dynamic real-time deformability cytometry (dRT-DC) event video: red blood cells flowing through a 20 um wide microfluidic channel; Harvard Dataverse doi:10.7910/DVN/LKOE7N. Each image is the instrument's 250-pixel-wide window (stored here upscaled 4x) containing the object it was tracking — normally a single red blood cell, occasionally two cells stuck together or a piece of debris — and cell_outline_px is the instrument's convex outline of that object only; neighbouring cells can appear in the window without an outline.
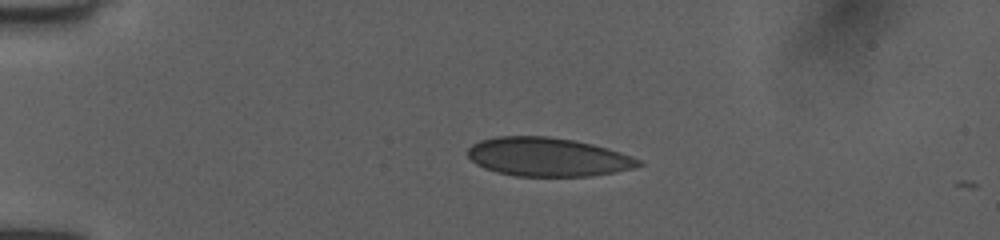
{"species": "human", "species_latin": "Homo sapiens", "temperature_condition": "room temperature", "stored_images_in_passage": 7, "camera_frame_rate_fps": 3000, "um_per_image_px": 0.085, "donor": {"sex": "female"}, "frame": {"image": 1, "passage_image": 4, "time_ms": 1.0, "image_size_px": [1000, 240], "cell_outline_px": [[644, 164], [632, 168], [612, 172], [588, 176], [516, 176], [496, 172], [484, 168], [476, 164], [468, 156], [468, 148], [472, 144], [480, 140], [496, 136], [548, 136], [576, 140], [608, 148], [632, 156], [640, 160]], "centroid_in_image_um": [46.54, 13.33], "position_along_channel_um": 38.5, "area_um2": 38.55}}
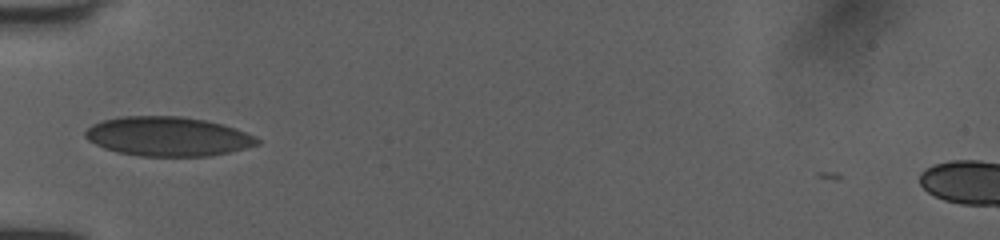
{"frame": {"image": 2, "passage_image": 6, "time_ms": 1.667, "image_size_px": [1000, 240], "cell_outline_px": [[260, 144], [228, 152], [208, 156], [140, 156], [120, 152], [104, 148], [88, 140], [84, 136], [84, 132], [92, 124], [104, 120], [120, 116], [184, 116], [204, 120], [220, 124], [256, 136], [260, 140]], "centroid_in_image_um": [14.24, 11.59], "position_along_channel_um": 70.8, "area_um2": 39.13}}